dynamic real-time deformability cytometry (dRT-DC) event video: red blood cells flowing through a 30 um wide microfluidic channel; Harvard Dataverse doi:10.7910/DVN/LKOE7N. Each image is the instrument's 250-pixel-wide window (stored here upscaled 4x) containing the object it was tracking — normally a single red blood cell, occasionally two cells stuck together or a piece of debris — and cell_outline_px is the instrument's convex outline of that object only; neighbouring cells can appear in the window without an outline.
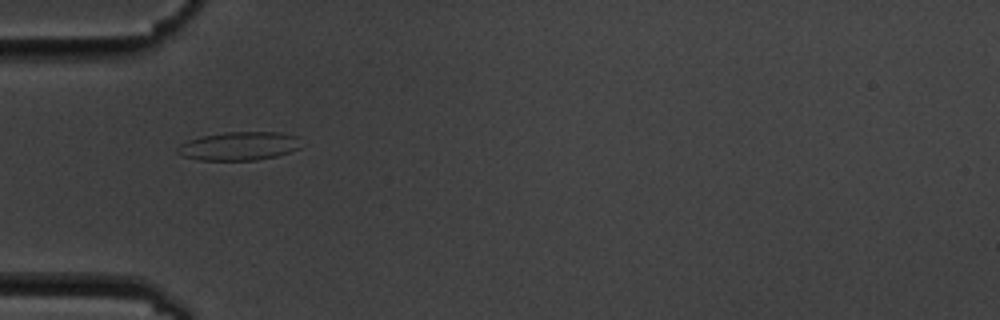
{"species": "common noctule bat (a hibernating species)", "species_latin": "Nyctalus noctula", "temperature_condition": "cold", "stored_images_in_passage": 3, "camera_frame_rate_fps": 3000, "um_per_image_px": 0.085, "animal": {"sex": "male", "body_mass_g": 19.5, "forearm_length_mm": 54.6}, "frame": {"image": 1, "passage_image": 2, "time_ms": 1.0, "image_size_px": [1000, 320], "cell_outline_px": [[300, 148], [276, 156], [256, 160], [196, 160], [184, 156], [176, 152], [176, 148], [180, 144], [188, 140], [200, 136], [224, 132], [280, 132], [300, 136]], "centroid_in_image_um": [20.32, 12.4], "position_along_channel_um": 64.7, "area_um2": 20.75}}